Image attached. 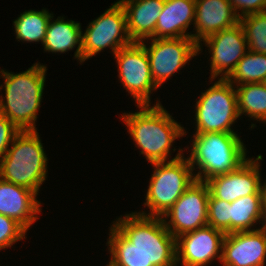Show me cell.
<instances>
[{
    "instance_id": "1",
    "label": "cell",
    "mask_w": 266,
    "mask_h": 266,
    "mask_svg": "<svg viewBox=\"0 0 266 266\" xmlns=\"http://www.w3.org/2000/svg\"><path fill=\"white\" fill-rule=\"evenodd\" d=\"M114 222L109 229L107 266H178L176 238L162 217L132 212Z\"/></svg>"
},
{
    "instance_id": "2",
    "label": "cell",
    "mask_w": 266,
    "mask_h": 266,
    "mask_svg": "<svg viewBox=\"0 0 266 266\" xmlns=\"http://www.w3.org/2000/svg\"><path fill=\"white\" fill-rule=\"evenodd\" d=\"M159 102L152 107L137 106L140 111L121 115L135 145L150 164L167 162L173 142L186 134Z\"/></svg>"
},
{
    "instance_id": "3",
    "label": "cell",
    "mask_w": 266,
    "mask_h": 266,
    "mask_svg": "<svg viewBox=\"0 0 266 266\" xmlns=\"http://www.w3.org/2000/svg\"><path fill=\"white\" fill-rule=\"evenodd\" d=\"M46 71L47 67L40 63L17 74L0 71L5 81V97L0 96V114L20 131L37 130L35 121L43 98Z\"/></svg>"
},
{
    "instance_id": "4",
    "label": "cell",
    "mask_w": 266,
    "mask_h": 266,
    "mask_svg": "<svg viewBox=\"0 0 266 266\" xmlns=\"http://www.w3.org/2000/svg\"><path fill=\"white\" fill-rule=\"evenodd\" d=\"M191 155L188 157L193 171L199 169L196 180L206 181L227 174L240 167L246 158L245 144L237 133H195Z\"/></svg>"
},
{
    "instance_id": "5",
    "label": "cell",
    "mask_w": 266,
    "mask_h": 266,
    "mask_svg": "<svg viewBox=\"0 0 266 266\" xmlns=\"http://www.w3.org/2000/svg\"><path fill=\"white\" fill-rule=\"evenodd\" d=\"M37 130L20 131L0 159V178L39 193L47 176V155Z\"/></svg>"
},
{
    "instance_id": "6",
    "label": "cell",
    "mask_w": 266,
    "mask_h": 266,
    "mask_svg": "<svg viewBox=\"0 0 266 266\" xmlns=\"http://www.w3.org/2000/svg\"><path fill=\"white\" fill-rule=\"evenodd\" d=\"M178 150L176 156L168 162L152 163L154 171L144 203L150 213L143 211L138 214L162 217L196 180L188 158L184 157L182 149Z\"/></svg>"
},
{
    "instance_id": "7",
    "label": "cell",
    "mask_w": 266,
    "mask_h": 266,
    "mask_svg": "<svg viewBox=\"0 0 266 266\" xmlns=\"http://www.w3.org/2000/svg\"><path fill=\"white\" fill-rule=\"evenodd\" d=\"M196 101V133H235L231 126L240 117L234 85L219 78Z\"/></svg>"
},
{
    "instance_id": "8",
    "label": "cell",
    "mask_w": 266,
    "mask_h": 266,
    "mask_svg": "<svg viewBox=\"0 0 266 266\" xmlns=\"http://www.w3.org/2000/svg\"><path fill=\"white\" fill-rule=\"evenodd\" d=\"M123 7L117 1L97 19L89 23L82 33V63L106 47L111 48L113 55L132 43Z\"/></svg>"
},
{
    "instance_id": "9",
    "label": "cell",
    "mask_w": 266,
    "mask_h": 266,
    "mask_svg": "<svg viewBox=\"0 0 266 266\" xmlns=\"http://www.w3.org/2000/svg\"><path fill=\"white\" fill-rule=\"evenodd\" d=\"M209 195L207 183L195 180L162 216L165 227L175 238L208 225Z\"/></svg>"
},
{
    "instance_id": "10",
    "label": "cell",
    "mask_w": 266,
    "mask_h": 266,
    "mask_svg": "<svg viewBox=\"0 0 266 266\" xmlns=\"http://www.w3.org/2000/svg\"><path fill=\"white\" fill-rule=\"evenodd\" d=\"M114 57L118 66V77L123 87L134 98L136 106L150 105V94L158 87L153 81L149 58L140 42L120 48Z\"/></svg>"
},
{
    "instance_id": "11",
    "label": "cell",
    "mask_w": 266,
    "mask_h": 266,
    "mask_svg": "<svg viewBox=\"0 0 266 266\" xmlns=\"http://www.w3.org/2000/svg\"><path fill=\"white\" fill-rule=\"evenodd\" d=\"M151 45L145 47L150 63L153 81L159 88L191 58L198 55V44L192 38H151Z\"/></svg>"
},
{
    "instance_id": "12",
    "label": "cell",
    "mask_w": 266,
    "mask_h": 266,
    "mask_svg": "<svg viewBox=\"0 0 266 266\" xmlns=\"http://www.w3.org/2000/svg\"><path fill=\"white\" fill-rule=\"evenodd\" d=\"M203 42L211 54V82L220 75L226 79L248 51L240 23L206 37Z\"/></svg>"
},
{
    "instance_id": "13",
    "label": "cell",
    "mask_w": 266,
    "mask_h": 266,
    "mask_svg": "<svg viewBox=\"0 0 266 266\" xmlns=\"http://www.w3.org/2000/svg\"><path fill=\"white\" fill-rule=\"evenodd\" d=\"M224 237L223 231L209 225L177 237L176 264L207 266L217 258L221 262Z\"/></svg>"
},
{
    "instance_id": "14",
    "label": "cell",
    "mask_w": 266,
    "mask_h": 266,
    "mask_svg": "<svg viewBox=\"0 0 266 266\" xmlns=\"http://www.w3.org/2000/svg\"><path fill=\"white\" fill-rule=\"evenodd\" d=\"M260 160L263 159L259 154L255 159L248 158L232 172L206 180L210 195L215 199L232 203L250 194H262Z\"/></svg>"
},
{
    "instance_id": "15",
    "label": "cell",
    "mask_w": 266,
    "mask_h": 266,
    "mask_svg": "<svg viewBox=\"0 0 266 266\" xmlns=\"http://www.w3.org/2000/svg\"><path fill=\"white\" fill-rule=\"evenodd\" d=\"M265 259L266 226L225 234L221 258L223 266H265Z\"/></svg>"
},
{
    "instance_id": "16",
    "label": "cell",
    "mask_w": 266,
    "mask_h": 266,
    "mask_svg": "<svg viewBox=\"0 0 266 266\" xmlns=\"http://www.w3.org/2000/svg\"><path fill=\"white\" fill-rule=\"evenodd\" d=\"M239 23V17L234 12L228 0H195V34L191 38L198 44L201 51V41L206 37L230 28Z\"/></svg>"
},
{
    "instance_id": "17",
    "label": "cell",
    "mask_w": 266,
    "mask_h": 266,
    "mask_svg": "<svg viewBox=\"0 0 266 266\" xmlns=\"http://www.w3.org/2000/svg\"><path fill=\"white\" fill-rule=\"evenodd\" d=\"M37 195L27 187L0 178V214L15 219L28 231L42 212Z\"/></svg>"
},
{
    "instance_id": "18",
    "label": "cell",
    "mask_w": 266,
    "mask_h": 266,
    "mask_svg": "<svg viewBox=\"0 0 266 266\" xmlns=\"http://www.w3.org/2000/svg\"><path fill=\"white\" fill-rule=\"evenodd\" d=\"M126 15L128 34L133 42L155 38L157 19L165 0H119Z\"/></svg>"
},
{
    "instance_id": "19",
    "label": "cell",
    "mask_w": 266,
    "mask_h": 266,
    "mask_svg": "<svg viewBox=\"0 0 266 266\" xmlns=\"http://www.w3.org/2000/svg\"><path fill=\"white\" fill-rule=\"evenodd\" d=\"M195 21V0H165L157 19L155 38H191L187 28Z\"/></svg>"
},
{
    "instance_id": "20",
    "label": "cell",
    "mask_w": 266,
    "mask_h": 266,
    "mask_svg": "<svg viewBox=\"0 0 266 266\" xmlns=\"http://www.w3.org/2000/svg\"><path fill=\"white\" fill-rule=\"evenodd\" d=\"M50 18L45 39L43 42L44 51L52 53H65L77 45L75 59L82 63V30L81 25L73 20L65 21L64 17Z\"/></svg>"
},
{
    "instance_id": "21",
    "label": "cell",
    "mask_w": 266,
    "mask_h": 266,
    "mask_svg": "<svg viewBox=\"0 0 266 266\" xmlns=\"http://www.w3.org/2000/svg\"><path fill=\"white\" fill-rule=\"evenodd\" d=\"M266 226L263 209V195L250 194L231 203L230 208V233L252 231L257 222Z\"/></svg>"
},
{
    "instance_id": "22",
    "label": "cell",
    "mask_w": 266,
    "mask_h": 266,
    "mask_svg": "<svg viewBox=\"0 0 266 266\" xmlns=\"http://www.w3.org/2000/svg\"><path fill=\"white\" fill-rule=\"evenodd\" d=\"M235 88L239 116L247 114L266 123V83H246Z\"/></svg>"
},
{
    "instance_id": "23",
    "label": "cell",
    "mask_w": 266,
    "mask_h": 266,
    "mask_svg": "<svg viewBox=\"0 0 266 266\" xmlns=\"http://www.w3.org/2000/svg\"><path fill=\"white\" fill-rule=\"evenodd\" d=\"M48 10H28L13 21L16 39L25 42H42L43 44L50 18Z\"/></svg>"
},
{
    "instance_id": "24",
    "label": "cell",
    "mask_w": 266,
    "mask_h": 266,
    "mask_svg": "<svg viewBox=\"0 0 266 266\" xmlns=\"http://www.w3.org/2000/svg\"><path fill=\"white\" fill-rule=\"evenodd\" d=\"M226 79L234 86L266 82V54L248 50Z\"/></svg>"
},
{
    "instance_id": "25",
    "label": "cell",
    "mask_w": 266,
    "mask_h": 266,
    "mask_svg": "<svg viewBox=\"0 0 266 266\" xmlns=\"http://www.w3.org/2000/svg\"><path fill=\"white\" fill-rule=\"evenodd\" d=\"M248 50L266 54V11L253 13L239 18Z\"/></svg>"
},
{
    "instance_id": "26",
    "label": "cell",
    "mask_w": 266,
    "mask_h": 266,
    "mask_svg": "<svg viewBox=\"0 0 266 266\" xmlns=\"http://www.w3.org/2000/svg\"><path fill=\"white\" fill-rule=\"evenodd\" d=\"M230 208L231 203L215 199L209 195L208 199V225L225 234L230 233Z\"/></svg>"
},
{
    "instance_id": "27",
    "label": "cell",
    "mask_w": 266,
    "mask_h": 266,
    "mask_svg": "<svg viewBox=\"0 0 266 266\" xmlns=\"http://www.w3.org/2000/svg\"><path fill=\"white\" fill-rule=\"evenodd\" d=\"M27 230L15 219L0 214V250L26 238Z\"/></svg>"
},
{
    "instance_id": "28",
    "label": "cell",
    "mask_w": 266,
    "mask_h": 266,
    "mask_svg": "<svg viewBox=\"0 0 266 266\" xmlns=\"http://www.w3.org/2000/svg\"><path fill=\"white\" fill-rule=\"evenodd\" d=\"M19 132L20 130L7 117L0 114V159Z\"/></svg>"
},
{
    "instance_id": "29",
    "label": "cell",
    "mask_w": 266,
    "mask_h": 266,
    "mask_svg": "<svg viewBox=\"0 0 266 266\" xmlns=\"http://www.w3.org/2000/svg\"><path fill=\"white\" fill-rule=\"evenodd\" d=\"M239 18L266 11V0H228ZM241 11V13H239Z\"/></svg>"
},
{
    "instance_id": "30",
    "label": "cell",
    "mask_w": 266,
    "mask_h": 266,
    "mask_svg": "<svg viewBox=\"0 0 266 266\" xmlns=\"http://www.w3.org/2000/svg\"><path fill=\"white\" fill-rule=\"evenodd\" d=\"M262 195H263V209L265 214V220H266V180L264 183H262Z\"/></svg>"
}]
</instances>
